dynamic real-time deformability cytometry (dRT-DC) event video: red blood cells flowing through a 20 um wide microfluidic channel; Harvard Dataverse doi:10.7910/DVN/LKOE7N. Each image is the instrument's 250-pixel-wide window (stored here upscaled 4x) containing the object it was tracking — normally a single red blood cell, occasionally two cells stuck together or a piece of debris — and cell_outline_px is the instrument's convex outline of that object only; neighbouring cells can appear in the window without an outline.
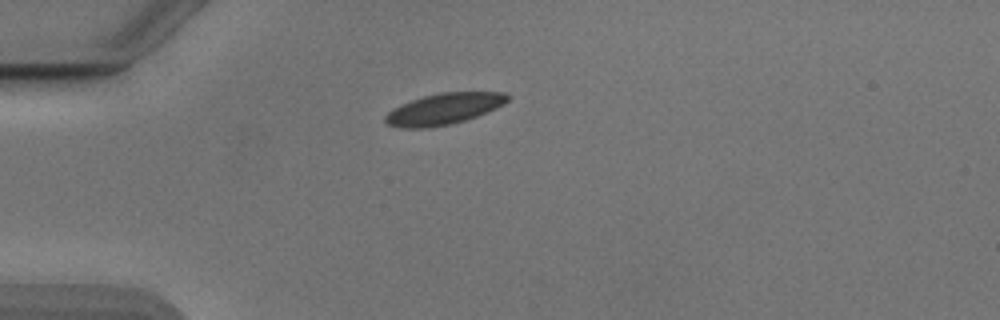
{"species": "Egyptian fruit bat (a non-hibernating species)", "species_latin": "Rousettus aegyptiacus", "temperature_condition": "cold", "stored_images_in_passage": 17, "camera_frame_rate_fps": 3000, "um_per_image_px": 0.085, "animal": {"sex": "male"}, "frame": {"image": 1, "passage_image": 1, "time_ms": 0.0, "image_size_px": [1000, 320], "cell_outline_px": [[512, 96], [504, 104], [496, 108], [476, 116], [464, 120], [448, 124], [428, 128], [400, 128], [388, 124], [384, 120], [384, 116], [392, 108], [412, 100], [424, 96], [440, 92], [504, 92]], "centroid_in_image_um": [37.73, 9.25], "position_along_channel_um": 47.3, "area_um2": 22.14}}
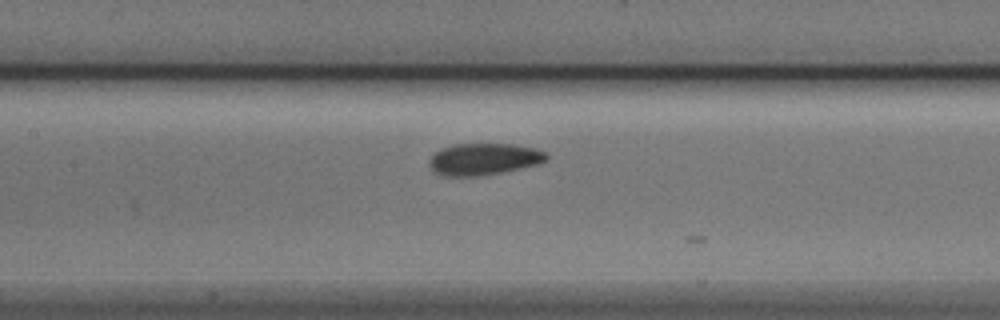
{"frame": {"image": 2, "passage_image": 12, "time_ms": 3.667, "image_size_px": [1000, 320], "cell_outline_px": [[548, 160], [536, 164], [500, 172], [480, 176], [444, 176], [432, 172], [428, 164], [428, 160], [432, 152], [440, 148], [452, 144], [512, 144], [536, 148], [548, 152]], "centroid_in_image_um": [41.06, 13.51], "position_along_channel_um": 166.3, "area_um2": 22.02}}
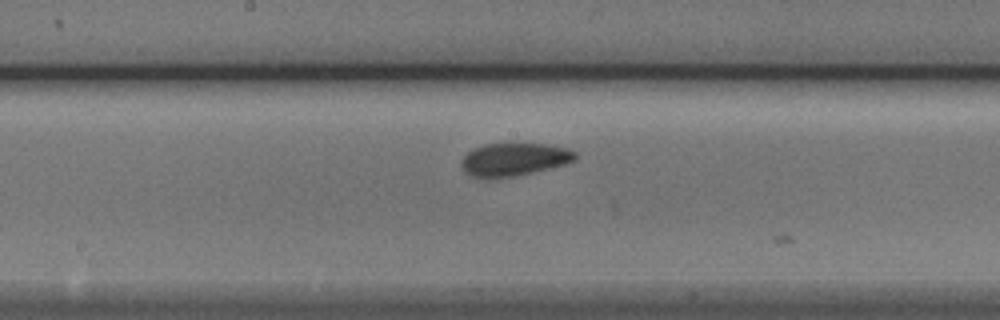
{"frame": {"image": 3, "passage_image": 15, "time_ms": 4.667, "image_size_px": [1000, 320], "cell_outline_px": [[576, 160], [564, 164], [516, 176], [472, 176], [464, 172], [460, 164], [460, 160], [472, 148], [484, 144], [504, 140], [512, 140], [548, 144], [568, 148], [576, 152]], "centroid_in_image_um": [43.69, 13.46], "position_along_channel_um": 204.5, "area_um2": 22.54}}